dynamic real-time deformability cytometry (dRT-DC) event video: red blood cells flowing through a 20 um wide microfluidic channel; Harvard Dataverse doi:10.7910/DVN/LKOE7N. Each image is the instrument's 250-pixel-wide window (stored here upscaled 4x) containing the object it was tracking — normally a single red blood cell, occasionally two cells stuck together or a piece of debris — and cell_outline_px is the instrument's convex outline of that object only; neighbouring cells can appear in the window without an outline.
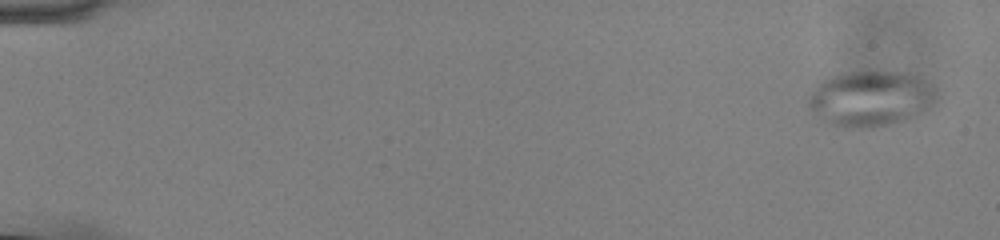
{"species": "common noctule bat (a hibernating species)", "species_latin": "Nyctalus noctula", "temperature_condition": "cold", "stored_images_in_passage": 12, "camera_frame_rate_fps": 3000, "um_per_image_px": 0.085, "animal": {"sex": "male", "body_mass_g": 13.0, "forearm_length_mm": 53.1}, "frame": {"image": 1, "passage_image": 1, "time_ms": 0.0, "image_size_px": [1000, 240], "cell_outline_px": [[940, 96], [936, 104], [904, 120], [872, 128], [844, 128], [828, 124], [816, 120], [808, 108], [804, 100], [808, 92], [824, 80], [840, 72], [896, 72], [912, 76], [924, 80], [932, 84], [936, 88]], "centroid_in_image_um": [73.92, 8.41], "position_along_channel_um": 11.1, "area_um2": 42.25}}